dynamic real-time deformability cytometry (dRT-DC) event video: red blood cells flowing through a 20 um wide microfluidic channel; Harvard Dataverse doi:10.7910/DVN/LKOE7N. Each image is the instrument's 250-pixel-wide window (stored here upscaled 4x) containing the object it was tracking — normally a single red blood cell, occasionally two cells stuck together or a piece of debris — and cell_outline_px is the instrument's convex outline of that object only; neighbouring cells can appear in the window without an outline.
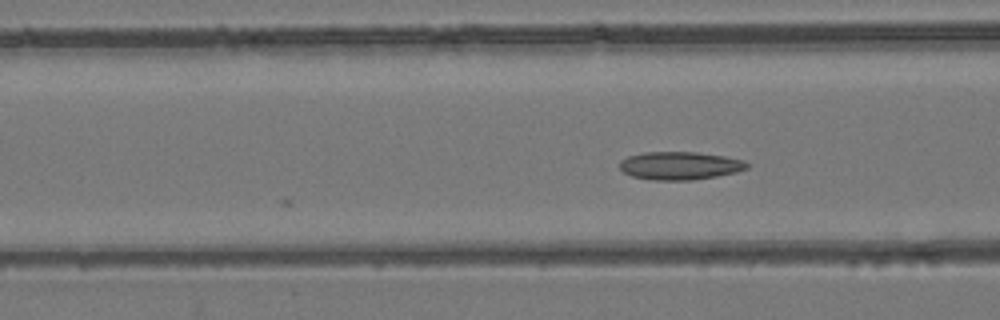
{"species": "common noctule bat (a hibernating species)", "species_latin": "Nyctalus noctula", "temperature_condition": "room temperature", "stored_images_in_passage": 7, "camera_frame_rate_fps": 3000, "um_per_image_px": 0.085, "animal": {"sex": "female", "body_mass_g": 24.6, "forearm_length_mm": 56.2}, "frame": {"image": 1, "passage_image": 7, "time_ms": 2.0, "image_size_px": [1000, 320], "cell_outline_px": [[748, 168], [736, 172], [716, 176], [692, 180], [652, 180], [632, 176], [624, 172], [620, 168], [620, 160], [628, 156], [644, 152], [696, 152], [724, 156], [744, 160], [748, 164]], "centroid_in_image_um": [57.78, 14.08], "position_along_channel_um": 108.8, "area_um2": 20.75}}